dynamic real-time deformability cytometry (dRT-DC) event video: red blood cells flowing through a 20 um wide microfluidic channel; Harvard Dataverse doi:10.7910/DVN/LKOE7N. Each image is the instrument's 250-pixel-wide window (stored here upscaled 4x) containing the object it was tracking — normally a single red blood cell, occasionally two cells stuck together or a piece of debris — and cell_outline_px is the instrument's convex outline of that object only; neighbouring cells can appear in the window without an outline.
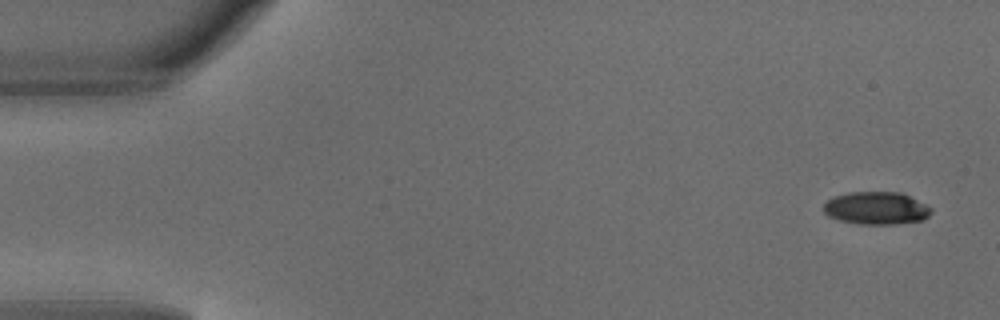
{"species": "common noctule bat (a hibernating species)", "species_latin": "Nyctalus noctula", "temperature_condition": "warm", "stored_images_in_passage": 5, "camera_frame_rate_fps": 3000, "um_per_image_px": 0.085, "animal": {"sex": "male", "body_mass_g": 18.8}, "frame": {"image": 1, "passage_image": 1, "time_ms": 0.0, "image_size_px": [1000, 320], "cell_outline_px": [[932, 212], [924, 220], [896, 224], [860, 224], [840, 220], [828, 216], [824, 212], [824, 204], [832, 196], [848, 192], [900, 192], [932, 208]], "centroid_in_image_um": [74.47, 17.69], "position_along_channel_um": 10.5, "area_um2": 20.46}}
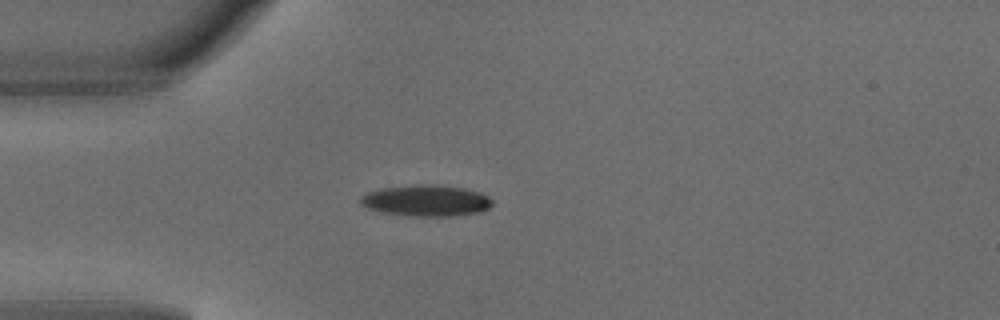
{"frame": {"image": 2, "passage_image": 4, "time_ms": 1.0, "image_size_px": [1000, 320], "cell_outline_px": [[492, 204], [488, 208], [480, 212], [452, 216], [416, 216], [384, 212], [368, 208], [360, 204], [360, 196], [368, 192], [380, 188], [416, 184], [432, 184], [464, 188], [480, 192], [488, 196], [492, 200]], "centroid_in_image_um": [36.23, 17.04], "position_along_channel_um": 48.8, "area_um2": 23.99}}